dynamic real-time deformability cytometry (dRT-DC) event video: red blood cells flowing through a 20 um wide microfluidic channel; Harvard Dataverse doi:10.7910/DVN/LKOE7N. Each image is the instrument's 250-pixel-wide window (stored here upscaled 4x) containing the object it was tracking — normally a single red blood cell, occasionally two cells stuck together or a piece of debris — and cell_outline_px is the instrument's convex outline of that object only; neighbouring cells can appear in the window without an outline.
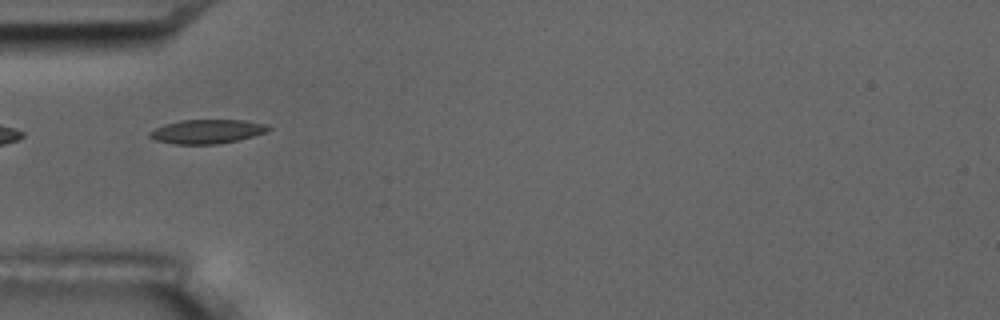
{"species": "common noctule bat (a hibernating species)", "species_latin": "Nyctalus noctula", "temperature_condition": "room temperature", "stored_images_in_passage": 6, "segment_of_instrument_passage": [2, 2], "camera_frame_rate_fps": 3000, "um_per_image_px": 0.085, "animal": {"sex": "male", "body_mass_g": 17.5, "forearm_length_mm": 52.3}, "frame": {"image": 1, "passage_image": 6, "time_ms": 5.667, "image_size_px": [1000, 320], "cell_outline_px": [[272, 128], [268, 132], [220, 144], [176, 144], [156, 140], [148, 136], [148, 132], [164, 124], [180, 120], [244, 120], [268, 124]], "centroid_in_image_um": [17.62, 11.17], "position_along_channel_um": 67.4, "area_um2": 16.7}}